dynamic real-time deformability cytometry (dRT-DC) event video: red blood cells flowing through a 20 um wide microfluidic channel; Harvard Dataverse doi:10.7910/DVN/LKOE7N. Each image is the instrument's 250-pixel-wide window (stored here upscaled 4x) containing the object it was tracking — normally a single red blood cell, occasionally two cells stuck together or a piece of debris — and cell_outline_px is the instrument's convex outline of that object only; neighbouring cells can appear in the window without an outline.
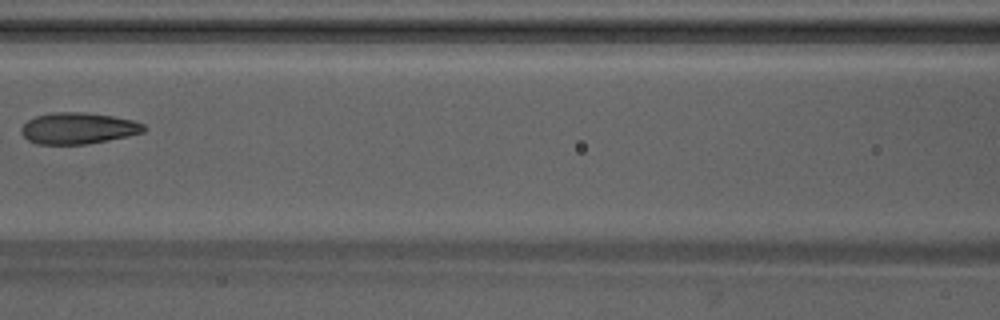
{"species": "Egyptian fruit bat (a non-hibernating species)", "species_latin": "Rousettus aegyptiacus", "temperature_condition": "warm", "stored_images_in_passage": 7, "camera_frame_rate_fps": 3000, "um_per_image_px": 0.085, "animal": {"sex": "male"}, "frame": {"image": 1, "passage_image": 7, "time_ms": 2.0, "image_size_px": [1000, 320], "cell_outline_px": [[148, 128], [144, 132], [128, 136], [88, 144], [36, 144], [28, 140], [20, 132], [20, 128], [28, 120], [36, 116], [52, 112], [84, 112], [112, 116], [132, 120], [144, 124]], "centroid_in_image_um": [6.65, 10.9], "position_along_channel_um": 160.0, "area_um2": 22.48}}